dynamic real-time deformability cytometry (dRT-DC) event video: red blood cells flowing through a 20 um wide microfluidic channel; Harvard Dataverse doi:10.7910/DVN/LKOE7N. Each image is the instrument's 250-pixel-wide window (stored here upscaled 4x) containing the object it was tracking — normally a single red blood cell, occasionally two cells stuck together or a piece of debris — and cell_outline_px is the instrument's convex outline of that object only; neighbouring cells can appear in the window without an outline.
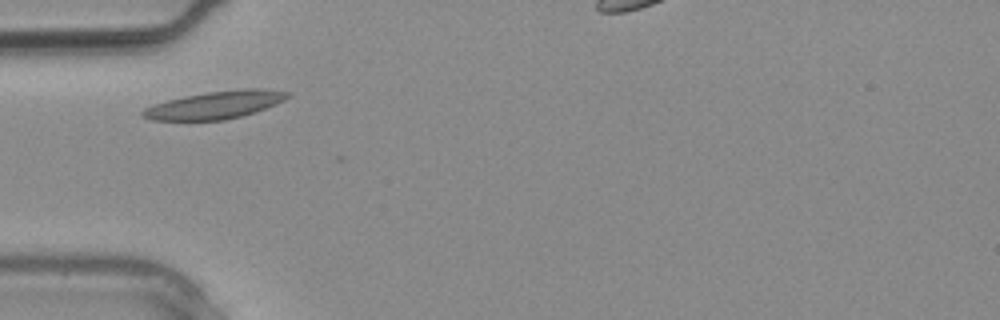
{"species": "common noctule bat (a hibernating species)", "species_latin": "Nyctalus noctula", "temperature_condition": "warm", "stored_images_in_passage": 5, "segment_of_instrument_passage": [1, 2], "camera_frame_rate_fps": 3000, "um_per_image_px": 0.085, "animal": {"sex": "male", "body_mass_g": 20.4}, "frame": {"image": 1, "passage_image": 4, "time_ms": 1.0, "image_size_px": [1000, 320], "cell_outline_px": [[292, 92], [284, 100], [276, 104], [240, 116], [224, 120], [152, 120], [140, 116], [140, 112], [144, 108], [152, 104], [184, 96], [208, 92], [244, 88], [260, 88]], "centroid_in_image_um": [18.25, 8.91], "position_along_channel_um": 66.8, "area_um2": 23.24}}